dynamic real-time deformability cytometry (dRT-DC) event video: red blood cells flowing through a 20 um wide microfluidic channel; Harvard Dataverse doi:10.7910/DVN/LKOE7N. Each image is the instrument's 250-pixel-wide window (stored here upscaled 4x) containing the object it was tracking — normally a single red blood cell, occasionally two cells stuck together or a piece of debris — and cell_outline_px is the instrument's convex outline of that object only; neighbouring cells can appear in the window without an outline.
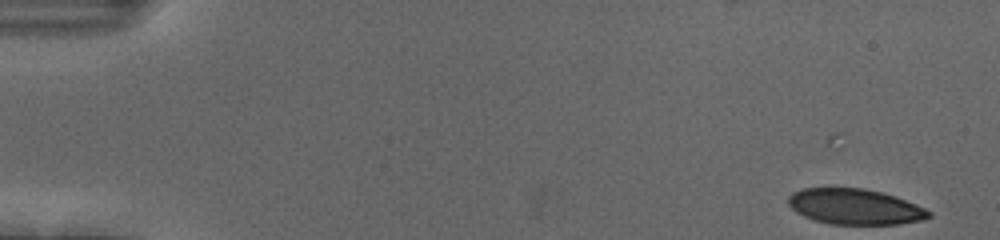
{"species": "human", "species_latin": "Homo sapiens", "temperature_condition": "cold", "stored_images_in_passage": 54, "camera_frame_rate_fps": 3000, "um_per_image_px": 0.085, "donor": {"sex": "female"}, "frame": {"image": 1, "passage_image": 1, "time_ms": 0.0, "image_size_px": [1000, 240], "cell_outline_px": [[932, 216], [920, 220], [896, 224], [828, 224], [812, 220], [796, 212], [788, 204], [788, 196], [792, 192], [804, 188], [864, 188], [896, 196], [916, 204], [932, 212]], "centroid_in_image_um": [72.64, 17.57], "position_along_channel_um": 12.4, "area_um2": 29.19}}
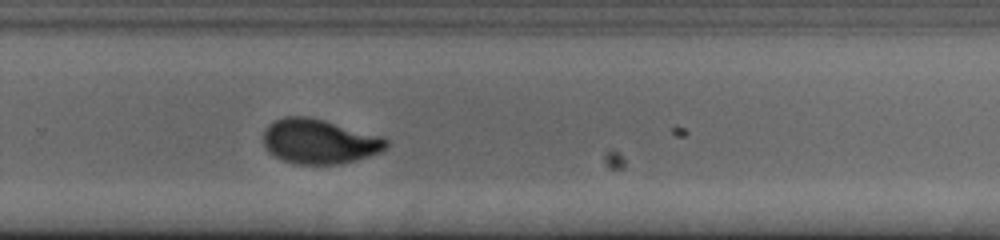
{"frame": {"image": 2, "passage_image": 36, "time_ms": 11.667, "image_size_px": [1000, 240], "cell_outline_px": [[388, 148], [380, 152], [356, 160], [340, 164], [292, 164], [268, 152], [264, 144], [264, 128], [268, 124], [284, 116], [308, 116], [324, 120], [384, 136], [388, 140]], "centroid_in_image_um": [27.16, 12.01], "position_along_channel_um": 302.6, "area_um2": 32.25}}
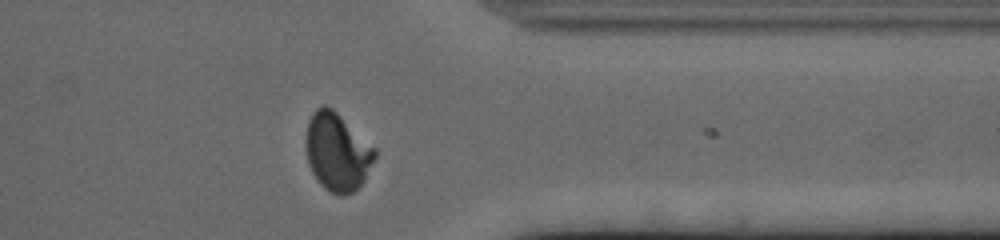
{"frame": {"image": 3, "passage_image": 43, "time_ms": 14.0, "image_size_px": [1000, 240], "cell_outline_px": [[376, 156], [364, 180], [352, 192], [344, 196], [340, 196], [324, 188], [316, 180], [308, 164], [304, 140], [308, 120], [312, 112], [316, 108], [324, 104], [332, 108], [376, 148]], "centroid_in_image_um": [28.63, 12.9], "position_along_channel_um": 382.8, "area_um2": 31.5}}